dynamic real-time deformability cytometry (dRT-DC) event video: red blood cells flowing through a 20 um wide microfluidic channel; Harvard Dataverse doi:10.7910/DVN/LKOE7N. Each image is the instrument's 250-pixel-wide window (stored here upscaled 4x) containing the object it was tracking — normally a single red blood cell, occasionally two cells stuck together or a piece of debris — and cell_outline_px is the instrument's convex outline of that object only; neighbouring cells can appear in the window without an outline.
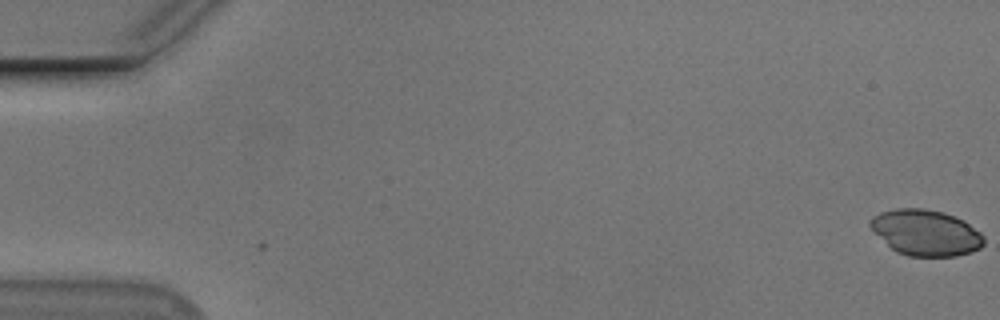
{"species": "Egyptian fruit bat (a non-hibernating species)", "species_latin": "Rousettus aegyptiacus", "temperature_condition": "cold", "stored_images_in_passage": 2, "camera_frame_rate_fps": 3000, "um_per_image_px": 0.085, "animal": {"sex": "male"}, "frame": {"image": 1, "passage_image": 2, "time_ms": 0.333, "image_size_px": [1000, 320], "cell_outline_px": [[984, 244], [980, 248], [972, 252], [956, 256], [908, 256], [896, 252], [868, 224], [868, 220], [872, 216], [880, 212], [896, 208], [924, 208], [944, 212], [964, 220], [980, 232], [984, 236]], "centroid_in_image_um": [78.71, 19.77], "position_along_channel_um": 6.3, "area_um2": 30.4}}